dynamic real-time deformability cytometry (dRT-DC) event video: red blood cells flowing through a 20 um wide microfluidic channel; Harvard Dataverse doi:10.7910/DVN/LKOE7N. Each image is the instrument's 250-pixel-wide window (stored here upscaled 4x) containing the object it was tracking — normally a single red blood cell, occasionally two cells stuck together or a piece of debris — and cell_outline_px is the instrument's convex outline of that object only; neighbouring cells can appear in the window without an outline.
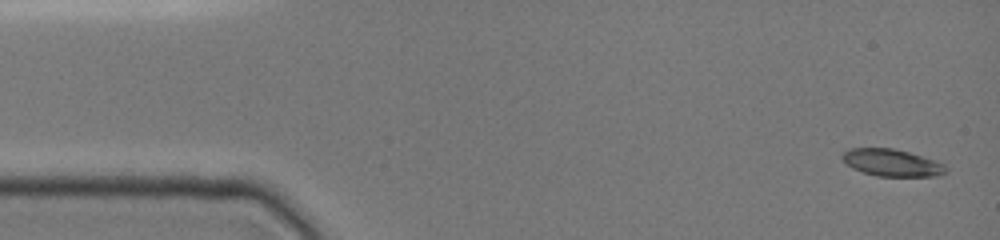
{"species": "common noctule bat (a hibernating species)", "species_latin": "Nyctalus noctula", "temperature_condition": "cold", "stored_images_in_passage": 14, "camera_frame_rate_fps": 3000, "um_per_image_px": 0.085, "animal": {"sex": "female", "body_mass_g": 19.0, "forearm_length_mm": 51.5}, "frame": {"image": 1, "passage_image": 1, "time_ms": 0.0, "image_size_px": [1000, 240], "cell_outline_px": [[948, 172], [936, 176], [876, 176], [852, 168], [840, 156], [848, 148], [892, 148], [908, 152], [944, 164], [948, 168]], "centroid_in_image_um": [75.8, 13.83], "position_along_channel_um": 9.2, "area_um2": 16.18}}
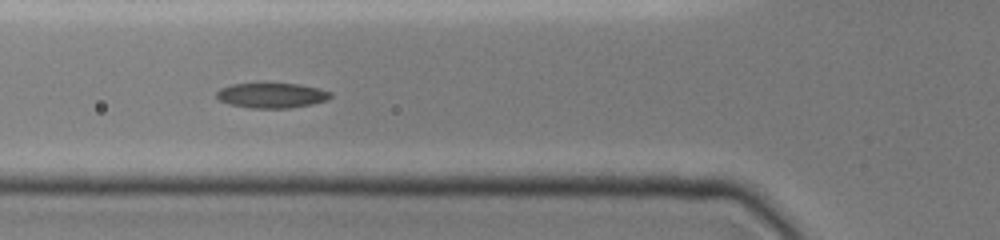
{"frame": {"image": 2, "passage_image": 10, "time_ms": 5.333, "image_size_px": [1000, 240], "cell_outline_px": [[332, 96], [328, 100], [312, 104], [288, 108], [252, 108], [228, 104], [220, 100], [216, 96], [216, 92], [220, 88], [232, 84], [300, 84], [320, 88], [332, 92]], "centroid_in_image_um": [23.12, 8.11], "position_along_channel_um": 102.7, "area_um2": 16.65}}
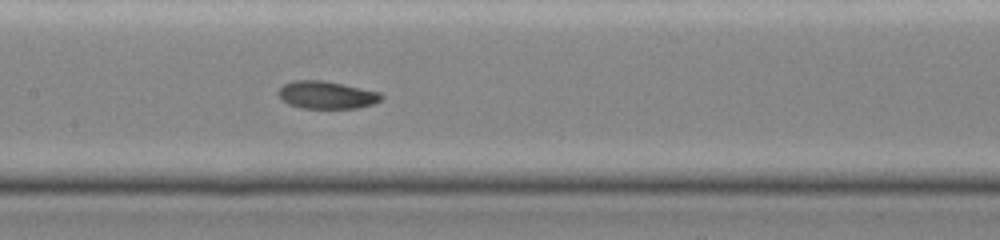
{"frame": {"image": 3, "passage_image": 14, "time_ms": 7.333, "image_size_px": [1000, 240], "cell_outline_px": [[384, 96], [380, 100], [372, 104], [356, 108], [304, 108], [288, 104], [280, 100], [276, 92], [284, 84], [292, 80], [324, 80], [380, 92]], "centroid_in_image_um": [27.71, 8.06], "position_along_channel_um": 179.7, "area_um2": 16.65}}